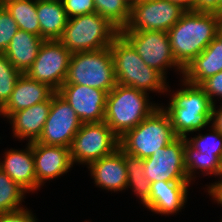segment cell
Listing matches in <instances>:
<instances>
[{
    "instance_id": "26",
    "label": "cell",
    "mask_w": 222,
    "mask_h": 222,
    "mask_svg": "<svg viewBox=\"0 0 222 222\" xmlns=\"http://www.w3.org/2000/svg\"><path fill=\"white\" fill-rule=\"evenodd\" d=\"M124 162L128 175L126 190L132 189L143 205L150 194V182L144 172V159L124 151Z\"/></svg>"
},
{
    "instance_id": "22",
    "label": "cell",
    "mask_w": 222,
    "mask_h": 222,
    "mask_svg": "<svg viewBox=\"0 0 222 222\" xmlns=\"http://www.w3.org/2000/svg\"><path fill=\"white\" fill-rule=\"evenodd\" d=\"M43 41L41 36L19 29L3 54L21 74H25L37 58Z\"/></svg>"
},
{
    "instance_id": "5",
    "label": "cell",
    "mask_w": 222,
    "mask_h": 222,
    "mask_svg": "<svg viewBox=\"0 0 222 222\" xmlns=\"http://www.w3.org/2000/svg\"><path fill=\"white\" fill-rule=\"evenodd\" d=\"M120 30L97 12L69 18L59 41L71 52L110 47Z\"/></svg>"
},
{
    "instance_id": "10",
    "label": "cell",
    "mask_w": 222,
    "mask_h": 222,
    "mask_svg": "<svg viewBox=\"0 0 222 222\" xmlns=\"http://www.w3.org/2000/svg\"><path fill=\"white\" fill-rule=\"evenodd\" d=\"M187 10L170 0H137L127 25L120 31H163L172 28Z\"/></svg>"
},
{
    "instance_id": "14",
    "label": "cell",
    "mask_w": 222,
    "mask_h": 222,
    "mask_svg": "<svg viewBox=\"0 0 222 222\" xmlns=\"http://www.w3.org/2000/svg\"><path fill=\"white\" fill-rule=\"evenodd\" d=\"M57 93L73 108L82 124L104 121L107 92L85 85L63 84Z\"/></svg>"
},
{
    "instance_id": "23",
    "label": "cell",
    "mask_w": 222,
    "mask_h": 222,
    "mask_svg": "<svg viewBox=\"0 0 222 222\" xmlns=\"http://www.w3.org/2000/svg\"><path fill=\"white\" fill-rule=\"evenodd\" d=\"M37 16L44 40H59L68 23L62 1L37 0Z\"/></svg>"
},
{
    "instance_id": "29",
    "label": "cell",
    "mask_w": 222,
    "mask_h": 222,
    "mask_svg": "<svg viewBox=\"0 0 222 222\" xmlns=\"http://www.w3.org/2000/svg\"><path fill=\"white\" fill-rule=\"evenodd\" d=\"M209 133L195 135L193 138L186 137V141L202 154L222 156V134L210 126Z\"/></svg>"
},
{
    "instance_id": "28",
    "label": "cell",
    "mask_w": 222,
    "mask_h": 222,
    "mask_svg": "<svg viewBox=\"0 0 222 222\" xmlns=\"http://www.w3.org/2000/svg\"><path fill=\"white\" fill-rule=\"evenodd\" d=\"M28 192L0 169V214L24 208Z\"/></svg>"
},
{
    "instance_id": "13",
    "label": "cell",
    "mask_w": 222,
    "mask_h": 222,
    "mask_svg": "<svg viewBox=\"0 0 222 222\" xmlns=\"http://www.w3.org/2000/svg\"><path fill=\"white\" fill-rule=\"evenodd\" d=\"M73 108L57 93L51 96V108L38 143L69 148L81 127Z\"/></svg>"
},
{
    "instance_id": "2",
    "label": "cell",
    "mask_w": 222,
    "mask_h": 222,
    "mask_svg": "<svg viewBox=\"0 0 222 222\" xmlns=\"http://www.w3.org/2000/svg\"><path fill=\"white\" fill-rule=\"evenodd\" d=\"M182 88L170 94L168 106L160 105L169 115L173 131L177 137H188L189 133L199 132L210 125L213 104L199 85L180 79Z\"/></svg>"
},
{
    "instance_id": "37",
    "label": "cell",
    "mask_w": 222,
    "mask_h": 222,
    "mask_svg": "<svg viewBox=\"0 0 222 222\" xmlns=\"http://www.w3.org/2000/svg\"><path fill=\"white\" fill-rule=\"evenodd\" d=\"M219 106V108L216 107V104L212 106L210 124L222 134V102Z\"/></svg>"
},
{
    "instance_id": "6",
    "label": "cell",
    "mask_w": 222,
    "mask_h": 222,
    "mask_svg": "<svg viewBox=\"0 0 222 222\" xmlns=\"http://www.w3.org/2000/svg\"><path fill=\"white\" fill-rule=\"evenodd\" d=\"M176 138L169 115L160 106L120 138V147L131 155L145 159Z\"/></svg>"
},
{
    "instance_id": "8",
    "label": "cell",
    "mask_w": 222,
    "mask_h": 222,
    "mask_svg": "<svg viewBox=\"0 0 222 222\" xmlns=\"http://www.w3.org/2000/svg\"><path fill=\"white\" fill-rule=\"evenodd\" d=\"M120 146V138L104 122L84 123L69 147L73 165H88L112 154Z\"/></svg>"
},
{
    "instance_id": "35",
    "label": "cell",
    "mask_w": 222,
    "mask_h": 222,
    "mask_svg": "<svg viewBox=\"0 0 222 222\" xmlns=\"http://www.w3.org/2000/svg\"><path fill=\"white\" fill-rule=\"evenodd\" d=\"M0 214V222H38L36 215L26 208Z\"/></svg>"
},
{
    "instance_id": "1",
    "label": "cell",
    "mask_w": 222,
    "mask_h": 222,
    "mask_svg": "<svg viewBox=\"0 0 222 222\" xmlns=\"http://www.w3.org/2000/svg\"><path fill=\"white\" fill-rule=\"evenodd\" d=\"M222 17L187 10L167 33L176 62L185 69L217 36Z\"/></svg>"
},
{
    "instance_id": "18",
    "label": "cell",
    "mask_w": 222,
    "mask_h": 222,
    "mask_svg": "<svg viewBox=\"0 0 222 222\" xmlns=\"http://www.w3.org/2000/svg\"><path fill=\"white\" fill-rule=\"evenodd\" d=\"M55 91L47 84L40 83L21 74L7 103L0 109V116L9 118L13 113L47 101Z\"/></svg>"
},
{
    "instance_id": "39",
    "label": "cell",
    "mask_w": 222,
    "mask_h": 222,
    "mask_svg": "<svg viewBox=\"0 0 222 222\" xmlns=\"http://www.w3.org/2000/svg\"><path fill=\"white\" fill-rule=\"evenodd\" d=\"M217 37L222 41V21L219 23V26L217 29Z\"/></svg>"
},
{
    "instance_id": "15",
    "label": "cell",
    "mask_w": 222,
    "mask_h": 222,
    "mask_svg": "<svg viewBox=\"0 0 222 222\" xmlns=\"http://www.w3.org/2000/svg\"><path fill=\"white\" fill-rule=\"evenodd\" d=\"M34 156L36 190L46 181L58 178L73 168L69 148L64 146L44 145L37 141L31 142Z\"/></svg>"
},
{
    "instance_id": "32",
    "label": "cell",
    "mask_w": 222,
    "mask_h": 222,
    "mask_svg": "<svg viewBox=\"0 0 222 222\" xmlns=\"http://www.w3.org/2000/svg\"><path fill=\"white\" fill-rule=\"evenodd\" d=\"M68 18L95 13L94 0H62Z\"/></svg>"
},
{
    "instance_id": "3",
    "label": "cell",
    "mask_w": 222,
    "mask_h": 222,
    "mask_svg": "<svg viewBox=\"0 0 222 222\" xmlns=\"http://www.w3.org/2000/svg\"><path fill=\"white\" fill-rule=\"evenodd\" d=\"M117 84L134 87L148 93L167 95L169 85L158 70L146 65L134 47L119 34L110 45Z\"/></svg>"
},
{
    "instance_id": "27",
    "label": "cell",
    "mask_w": 222,
    "mask_h": 222,
    "mask_svg": "<svg viewBox=\"0 0 222 222\" xmlns=\"http://www.w3.org/2000/svg\"><path fill=\"white\" fill-rule=\"evenodd\" d=\"M137 0H94L95 9L102 17L107 18L119 30L128 23L130 8Z\"/></svg>"
},
{
    "instance_id": "36",
    "label": "cell",
    "mask_w": 222,
    "mask_h": 222,
    "mask_svg": "<svg viewBox=\"0 0 222 222\" xmlns=\"http://www.w3.org/2000/svg\"><path fill=\"white\" fill-rule=\"evenodd\" d=\"M220 180L211 183L210 185H206V190L209 196L213 198V201L219 206H222V176H219Z\"/></svg>"
},
{
    "instance_id": "21",
    "label": "cell",
    "mask_w": 222,
    "mask_h": 222,
    "mask_svg": "<svg viewBox=\"0 0 222 222\" xmlns=\"http://www.w3.org/2000/svg\"><path fill=\"white\" fill-rule=\"evenodd\" d=\"M222 71V41L216 36L207 47L184 69L187 83L200 85L204 80Z\"/></svg>"
},
{
    "instance_id": "7",
    "label": "cell",
    "mask_w": 222,
    "mask_h": 222,
    "mask_svg": "<svg viewBox=\"0 0 222 222\" xmlns=\"http://www.w3.org/2000/svg\"><path fill=\"white\" fill-rule=\"evenodd\" d=\"M63 84L85 85L109 93L117 85L110 47L72 53Z\"/></svg>"
},
{
    "instance_id": "30",
    "label": "cell",
    "mask_w": 222,
    "mask_h": 222,
    "mask_svg": "<svg viewBox=\"0 0 222 222\" xmlns=\"http://www.w3.org/2000/svg\"><path fill=\"white\" fill-rule=\"evenodd\" d=\"M21 73L0 54V109L7 103Z\"/></svg>"
},
{
    "instance_id": "19",
    "label": "cell",
    "mask_w": 222,
    "mask_h": 222,
    "mask_svg": "<svg viewBox=\"0 0 222 222\" xmlns=\"http://www.w3.org/2000/svg\"><path fill=\"white\" fill-rule=\"evenodd\" d=\"M26 146L21 150H5L4 160L0 159V169L29 194L36 192V174L31 142H27Z\"/></svg>"
},
{
    "instance_id": "24",
    "label": "cell",
    "mask_w": 222,
    "mask_h": 222,
    "mask_svg": "<svg viewBox=\"0 0 222 222\" xmlns=\"http://www.w3.org/2000/svg\"><path fill=\"white\" fill-rule=\"evenodd\" d=\"M1 4L17 22L19 29L41 36L37 0H3Z\"/></svg>"
},
{
    "instance_id": "16",
    "label": "cell",
    "mask_w": 222,
    "mask_h": 222,
    "mask_svg": "<svg viewBox=\"0 0 222 222\" xmlns=\"http://www.w3.org/2000/svg\"><path fill=\"white\" fill-rule=\"evenodd\" d=\"M86 167L95 186L114 193L126 190L128 175L124 150L120 146L112 154L93 161Z\"/></svg>"
},
{
    "instance_id": "20",
    "label": "cell",
    "mask_w": 222,
    "mask_h": 222,
    "mask_svg": "<svg viewBox=\"0 0 222 222\" xmlns=\"http://www.w3.org/2000/svg\"><path fill=\"white\" fill-rule=\"evenodd\" d=\"M50 108L51 97L47 101L13 113L7 119L12 126L13 137L21 141L28 140V143L37 141L43 132Z\"/></svg>"
},
{
    "instance_id": "38",
    "label": "cell",
    "mask_w": 222,
    "mask_h": 222,
    "mask_svg": "<svg viewBox=\"0 0 222 222\" xmlns=\"http://www.w3.org/2000/svg\"><path fill=\"white\" fill-rule=\"evenodd\" d=\"M173 3L180 4L186 10H191L194 0H170Z\"/></svg>"
},
{
    "instance_id": "40",
    "label": "cell",
    "mask_w": 222,
    "mask_h": 222,
    "mask_svg": "<svg viewBox=\"0 0 222 222\" xmlns=\"http://www.w3.org/2000/svg\"><path fill=\"white\" fill-rule=\"evenodd\" d=\"M218 176H222V156H221V159H220V167H219Z\"/></svg>"
},
{
    "instance_id": "11",
    "label": "cell",
    "mask_w": 222,
    "mask_h": 222,
    "mask_svg": "<svg viewBox=\"0 0 222 222\" xmlns=\"http://www.w3.org/2000/svg\"><path fill=\"white\" fill-rule=\"evenodd\" d=\"M71 56L59 40H44L25 74L57 92L66 80Z\"/></svg>"
},
{
    "instance_id": "34",
    "label": "cell",
    "mask_w": 222,
    "mask_h": 222,
    "mask_svg": "<svg viewBox=\"0 0 222 222\" xmlns=\"http://www.w3.org/2000/svg\"><path fill=\"white\" fill-rule=\"evenodd\" d=\"M190 11L222 17V0H194Z\"/></svg>"
},
{
    "instance_id": "31",
    "label": "cell",
    "mask_w": 222,
    "mask_h": 222,
    "mask_svg": "<svg viewBox=\"0 0 222 222\" xmlns=\"http://www.w3.org/2000/svg\"><path fill=\"white\" fill-rule=\"evenodd\" d=\"M19 30L17 22L0 3V54H3L15 33Z\"/></svg>"
},
{
    "instance_id": "33",
    "label": "cell",
    "mask_w": 222,
    "mask_h": 222,
    "mask_svg": "<svg viewBox=\"0 0 222 222\" xmlns=\"http://www.w3.org/2000/svg\"><path fill=\"white\" fill-rule=\"evenodd\" d=\"M209 97L211 103L216 104V97L222 100V71L204 80L199 85Z\"/></svg>"
},
{
    "instance_id": "9",
    "label": "cell",
    "mask_w": 222,
    "mask_h": 222,
    "mask_svg": "<svg viewBox=\"0 0 222 222\" xmlns=\"http://www.w3.org/2000/svg\"><path fill=\"white\" fill-rule=\"evenodd\" d=\"M120 34L134 47L143 62L159 72L166 78L167 70L183 76L184 69L176 62L170 45L167 32L163 31H120Z\"/></svg>"
},
{
    "instance_id": "17",
    "label": "cell",
    "mask_w": 222,
    "mask_h": 222,
    "mask_svg": "<svg viewBox=\"0 0 222 222\" xmlns=\"http://www.w3.org/2000/svg\"><path fill=\"white\" fill-rule=\"evenodd\" d=\"M191 182L157 181L150 183L148 200L143 204L152 213L175 215L185 208Z\"/></svg>"
},
{
    "instance_id": "12",
    "label": "cell",
    "mask_w": 222,
    "mask_h": 222,
    "mask_svg": "<svg viewBox=\"0 0 222 222\" xmlns=\"http://www.w3.org/2000/svg\"><path fill=\"white\" fill-rule=\"evenodd\" d=\"M184 145L185 137H177L169 145L144 159V172L150 183L190 182L186 175Z\"/></svg>"
},
{
    "instance_id": "4",
    "label": "cell",
    "mask_w": 222,
    "mask_h": 222,
    "mask_svg": "<svg viewBox=\"0 0 222 222\" xmlns=\"http://www.w3.org/2000/svg\"><path fill=\"white\" fill-rule=\"evenodd\" d=\"M150 99L149 93L117 84L107 95L104 122L121 138L160 107Z\"/></svg>"
},
{
    "instance_id": "25",
    "label": "cell",
    "mask_w": 222,
    "mask_h": 222,
    "mask_svg": "<svg viewBox=\"0 0 222 222\" xmlns=\"http://www.w3.org/2000/svg\"><path fill=\"white\" fill-rule=\"evenodd\" d=\"M184 151L186 175L190 182H193L196 178V174H199L200 172H202L201 174L203 176L214 175V177H218L220 159L216 155L200 153L186 141V138Z\"/></svg>"
}]
</instances>
